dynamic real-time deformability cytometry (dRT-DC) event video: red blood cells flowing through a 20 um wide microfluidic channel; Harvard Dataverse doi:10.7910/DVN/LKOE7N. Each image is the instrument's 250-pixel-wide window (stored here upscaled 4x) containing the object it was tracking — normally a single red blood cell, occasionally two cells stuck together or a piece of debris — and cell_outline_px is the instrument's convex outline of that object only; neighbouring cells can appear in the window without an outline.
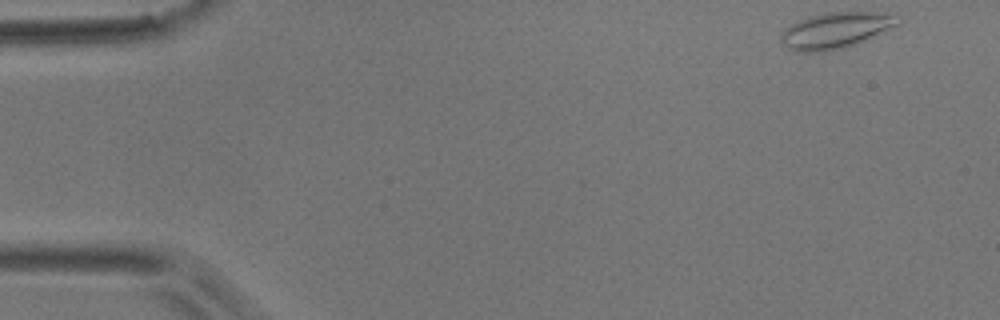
{"species": "common noctule bat (a hibernating species)", "species_latin": "Nyctalus noctula", "temperature_condition": "room temperature", "stored_images_in_passage": 9, "camera_frame_rate_fps": 3000, "um_per_image_px": 0.085, "animal": {"sex": "male", "body_mass_g": 17.9}, "frame": {"image": 1, "passage_image": 1, "time_ms": 0.0, "image_size_px": [1000, 320], "cell_outline_px": [[900, 24], [864, 40], [844, 48], [824, 52], [792, 52], [780, 40], [780, 32], [784, 28], [808, 16], [828, 12], [872, 12], [892, 16]], "centroid_in_image_um": [70.91, 2.61], "position_along_channel_um": 14.1, "area_um2": 24.22}}